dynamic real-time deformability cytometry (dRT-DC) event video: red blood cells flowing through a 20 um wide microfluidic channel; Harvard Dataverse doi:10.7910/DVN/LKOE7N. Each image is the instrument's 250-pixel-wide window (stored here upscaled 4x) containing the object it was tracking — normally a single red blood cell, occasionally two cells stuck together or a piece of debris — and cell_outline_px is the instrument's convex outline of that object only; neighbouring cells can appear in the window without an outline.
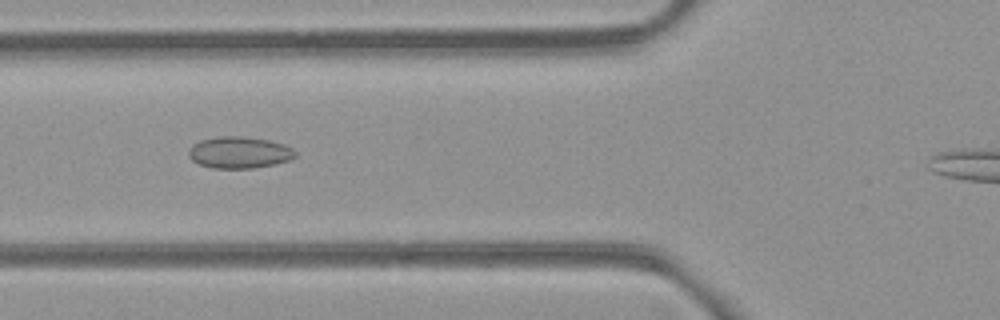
{"species": "common noctule bat (a hibernating species)", "species_latin": "Nyctalus noctula", "temperature_condition": "room temperature", "stored_images_in_passage": 7, "segment_of_instrument_passage": [1, 2], "camera_frame_rate_fps": 3000, "um_per_image_px": 0.085, "animal": {"sex": "female", "body_mass_g": 21.9}, "frame": {"image": 1, "passage_image": 5, "time_ms": 4.667, "image_size_px": [1000, 320], "cell_outline_px": [[296, 156], [288, 160], [272, 164], [252, 168], [212, 168], [200, 164], [192, 160], [188, 156], [188, 152], [192, 144], [200, 140], [220, 136], [240, 136], [268, 140], [284, 144], [292, 148], [296, 152]], "centroid_in_image_um": [20.31, 12.95], "position_along_channel_um": 105.5, "area_um2": 19.54}}
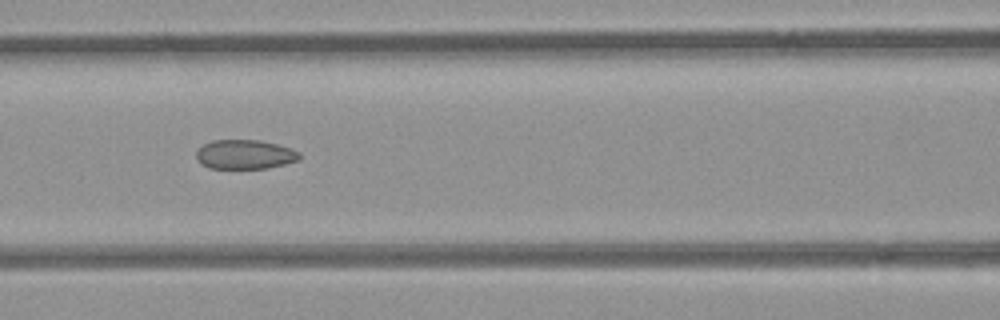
{"frame": {"image": 2, "passage_image": 6, "time_ms": 5.667, "image_size_px": [1000, 320], "cell_outline_px": [[300, 160], [268, 168], [208, 168], [196, 160], [196, 152], [204, 144], [212, 140], [260, 140], [292, 148], [300, 152]], "centroid_in_image_um": [20.83, 13.12], "position_along_channel_um": 145.8, "area_um2": 17.69}}